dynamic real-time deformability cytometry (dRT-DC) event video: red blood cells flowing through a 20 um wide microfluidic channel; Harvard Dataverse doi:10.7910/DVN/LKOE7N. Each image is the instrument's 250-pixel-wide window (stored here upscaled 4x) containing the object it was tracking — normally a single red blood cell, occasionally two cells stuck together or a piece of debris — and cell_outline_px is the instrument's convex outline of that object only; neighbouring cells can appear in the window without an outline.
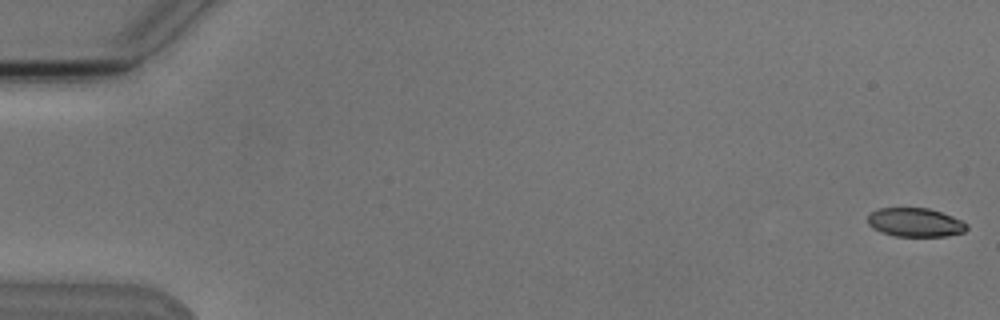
{"species": "Egyptian fruit bat (a non-hibernating species)", "species_latin": "Rousettus aegyptiacus", "temperature_condition": "cold", "stored_images_in_passage": 5, "camera_frame_rate_fps": 3000, "um_per_image_px": 0.085, "animal": {"sex": "male"}, "frame": {"image": 1, "passage_image": 1, "time_ms": 0.0, "image_size_px": [1000, 320], "cell_outline_px": [[968, 228], [964, 232], [944, 236], [896, 236], [880, 232], [872, 228], [868, 224], [868, 216], [872, 212], [880, 208], [928, 208], [952, 216], [968, 224]], "centroid_in_image_um": [77.78, 18.91], "position_along_channel_um": 7.2, "area_um2": 16.53}}
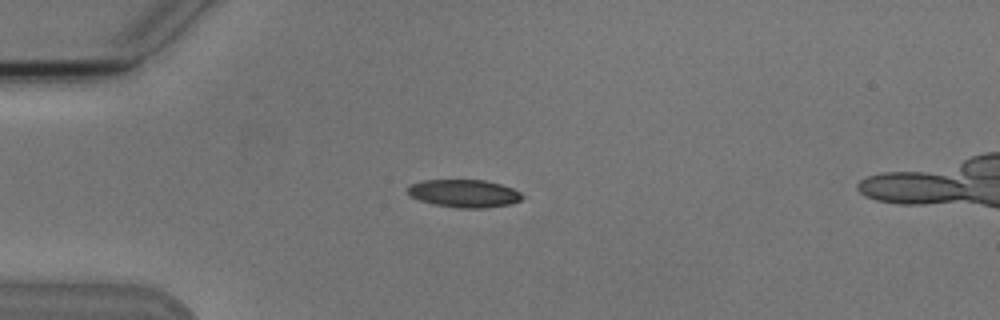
{"frame": {"image": 2, "passage_image": 5, "time_ms": 4.667, "image_size_px": [1000, 320], "cell_outline_px": [[524, 196], [520, 200], [512, 204], [488, 208], [456, 208], [432, 204], [420, 200], [412, 196], [404, 188], [408, 184], [424, 180], [484, 180], [500, 184], [512, 188], [520, 192]], "centroid_in_image_um": [39.43, 16.44], "position_along_channel_um": 45.6, "area_um2": 18.79}}